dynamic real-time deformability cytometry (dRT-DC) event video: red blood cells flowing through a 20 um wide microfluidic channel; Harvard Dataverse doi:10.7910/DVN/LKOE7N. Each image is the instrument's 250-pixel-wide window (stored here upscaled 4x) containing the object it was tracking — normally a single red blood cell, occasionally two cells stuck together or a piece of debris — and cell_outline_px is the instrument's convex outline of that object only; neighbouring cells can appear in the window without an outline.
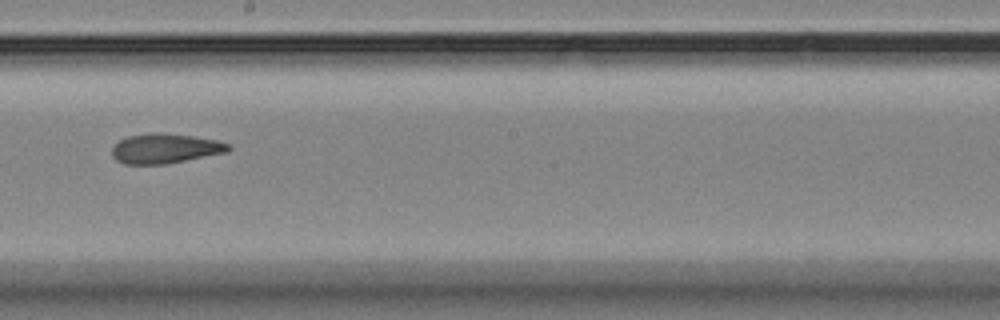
{"species": "Egyptian fruit bat (a non-hibernating species)", "species_latin": "Rousettus aegyptiacus", "temperature_condition": "room temperature", "stored_images_in_passage": 17, "camera_frame_rate_fps": 3000, "um_per_image_px": 0.085, "animal": {"sex": "female"}, "frame": {"image": 1, "passage_image": 10, "time_ms": 10.333, "image_size_px": [1000, 320], "cell_outline_px": [[232, 148], [228, 152], [164, 164], [124, 164], [116, 160], [112, 156], [112, 148], [120, 140], [128, 136], [152, 132], [156, 132], [192, 136], [216, 140], [228, 144]], "centroid_in_image_um": [14.02, 12.62], "position_along_channel_um": 234.2, "area_um2": 20.06}}
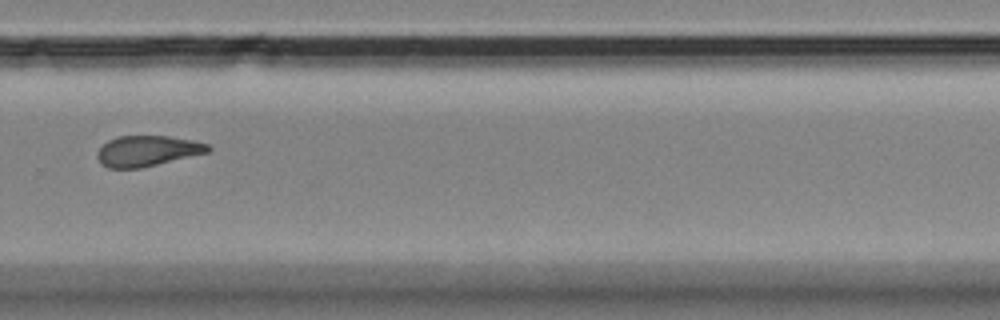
{"frame": {"image": 2, "passage_image": 12, "time_ms": 12.667, "image_size_px": [1000, 320], "cell_outline_px": [[212, 148], [208, 152], [140, 168], [108, 168], [100, 164], [96, 156], [96, 152], [108, 140], [120, 136], [168, 136], [192, 140], [208, 144]], "centroid_in_image_um": [12.49, 12.83], "position_along_channel_um": 317.3, "area_um2": 19.65}}
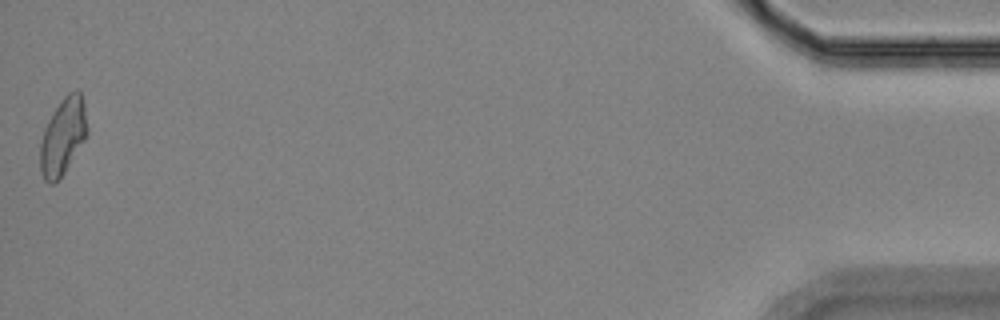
{"frame": {"image": 3, "passage_image": 17, "time_ms": 18.333, "image_size_px": [1000, 320], "cell_outline_px": [[88, 132], [84, 140], [64, 172], [52, 184], [44, 180], [40, 172], [40, 144], [44, 128], [48, 120], [64, 96], [68, 92], [76, 88], [80, 92], [84, 104], [88, 128]], "centroid_in_image_um": [5.35, 11.56], "position_along_channel_um": 429.9, "area_um2": 20.81}, "authors_computed_cell_mechanics": {"area_um2": 20.4612, "velocity_mm_per_s": 3.565, "shape_relaxation_time_tau1_ms": null, "shape_relaxation_time_tau2_ms": 6.4739, "deformation_change_tau1": null, "deformation_change_tau2": 0.1559}}